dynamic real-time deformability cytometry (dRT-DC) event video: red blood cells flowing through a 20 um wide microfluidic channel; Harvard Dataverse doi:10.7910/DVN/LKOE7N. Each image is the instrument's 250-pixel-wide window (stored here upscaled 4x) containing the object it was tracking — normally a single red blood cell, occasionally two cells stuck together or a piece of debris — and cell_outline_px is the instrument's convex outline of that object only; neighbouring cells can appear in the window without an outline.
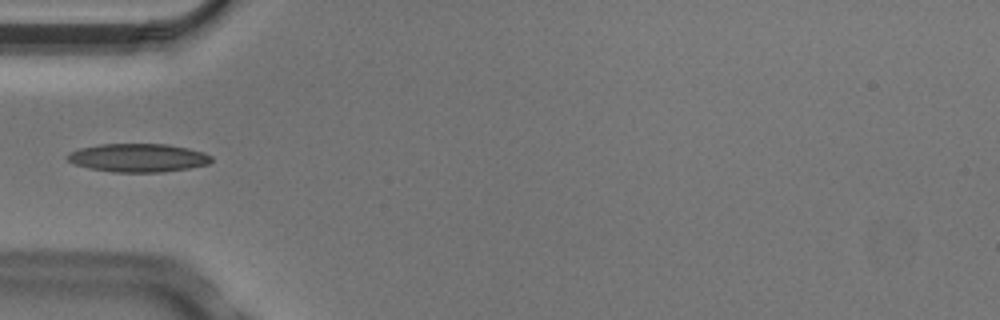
{"species": "Egyptian fruit bat (a non-hibernating species)", "species_latin": "Rousettus aegyptiacus", "temperature_condition": "cold", "stored_images_in_passage": 5, "camera_frame_rate_fps": 3000, "um_per_image_px": 0.085, "animal": {"sex": "male"}, "frame": {"image": 1, "passage_image": 5, "time_ms": 1.333, "image_size_px": [1000, 320], "cell_outline_px": [[212, 160], [208, 164], [188, 168], [164, 172], [112, 172], [88, 168], [76, 164], [68, 160], [64, 156], [68, 152], [80, 148], [100, 144], [168, 144], [188, 148], [204, 152], [212, 156]], "centroid_in_image_um": [11.72, 13.41], "position_along_channel_um": 73.3, "area_um2": 23.93}}